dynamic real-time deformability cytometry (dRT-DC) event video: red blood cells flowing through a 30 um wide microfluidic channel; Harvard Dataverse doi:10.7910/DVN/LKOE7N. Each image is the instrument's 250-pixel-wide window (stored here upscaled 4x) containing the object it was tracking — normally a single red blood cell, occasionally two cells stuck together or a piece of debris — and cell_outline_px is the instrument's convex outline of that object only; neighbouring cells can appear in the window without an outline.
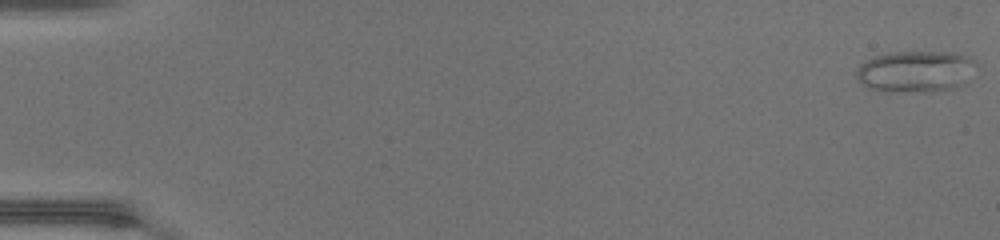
{"species": "common noctule bat (a hibernating species)", "species_latin": "Nyctalus noctula", "temperature_condition": "warm", "stored_images_in_passage": 49, "camera_frame_rate_fps": 3000, "um_per_image_px": 0.085, "animal": {"sex": "female", "body_mass_g": 17.0, "forearm_length_mm": 48.0}, "frame": {"image": 1, "passage_image": 1, "time_ms": 0.0, "image_size_px": [1000, 240], "cell_outline_px": [[976, 64], [968, 84], [960, 88], [932, 92], [888, 92], [868, 88], [860, 84], [856, 80], [856, 68], [864, 60], [876, 56], [892, 52], [956, 52], [968, 56]], "centroid_in_image_um": [77.84, 6.1], "position_along_channel_um": 7.2, "area_um2": 29.88}}
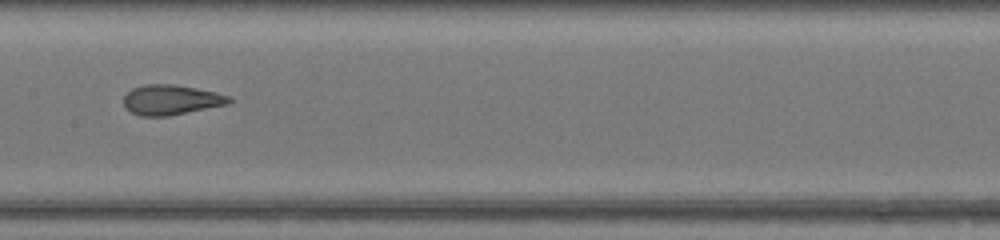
{"frame": {"image": 2, "passage_image": 26, "time_ms": 8.333, "image_size_px": [1000, 240], "cell_outline_px": [[232, 100], [228, 104], [168, 116], [140, 116], [124, 108], [124, 96], [132, 88], [144, 84], [172, 84], [196, 88], [216, 92], [228, 96]], "centroid_in_image_um": [14.51, 8.48], "position_along_channel_um": 192.9, "area_um2": 18.38}}
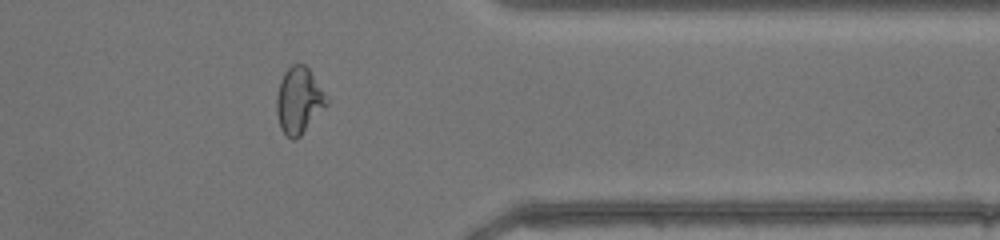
{"frame": {"image": 3, "passage_image": 40, "time_ms": 13.0, "image_size_px": [1000, 240], "cell_outline_px": [[328, 104], [300, 136], [296, 140], [292, 140], [280, 128], [276, 112], [276, 96], [280, 80], [284, 72], [292, 64], [304, 64], [308, 68], [324, 92], [328, 100]], "centroid_in_image_um": [25.38, 8.54], "position_along_channel_um": 386.0, "area_um2": 19.25}, "authors_computed_cell_mechanics": {"area_um2": 20.4034, "velocity_mm_per_s": 4.371, "shape_relaxation_time_tau1_ms": null, "shape_relaxation_time_tau2_ms": 0.671, "deformation_change_tau1": null, "deformation_change_tau2": 0.0655}}